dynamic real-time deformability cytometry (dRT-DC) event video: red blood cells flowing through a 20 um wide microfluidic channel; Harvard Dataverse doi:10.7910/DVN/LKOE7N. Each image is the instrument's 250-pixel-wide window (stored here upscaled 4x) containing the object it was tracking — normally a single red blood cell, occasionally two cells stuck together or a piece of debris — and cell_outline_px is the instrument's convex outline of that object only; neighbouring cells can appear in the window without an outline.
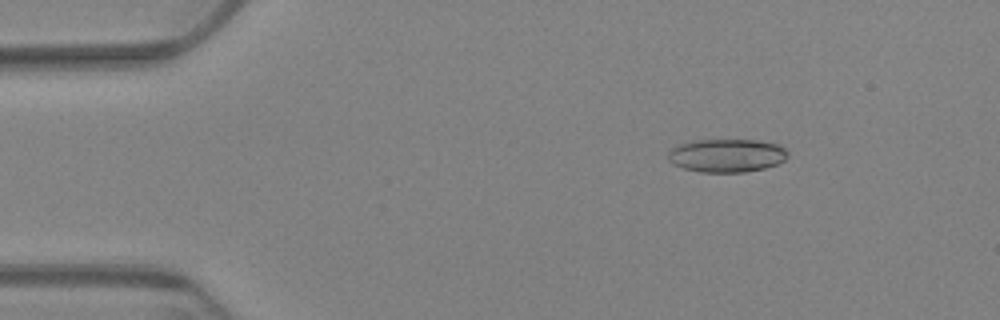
{"species": "Egyptian fruit bat (a non-hibernating species)", "species_latin": "Rousettus aegyptiacus", "temperature_condition": "warm", "stored_images_in_passage": 61, "camera_frame_rate_fps": 3000, "um_per_image_px": 0.085, "animal": {"sex": "female"}, "frame": {"image": 1, "passage_image": 9, "time_ms": 2.667, "image_size_px": [1000, 320], "cell_outline_px": [[788, 156], [784, 160], [776, 164], [764, 168], [744, 172], [700, 172], [684, 168], [672, 164], [668, 160], [668, 152], [676, 144], [692, 140], [756, 140], [780, 144], [788, 152]], "centroid_in_image_um": [61.75, 13.21], "position_along_channel_um": 23.3, "area_um2": 23.41}}
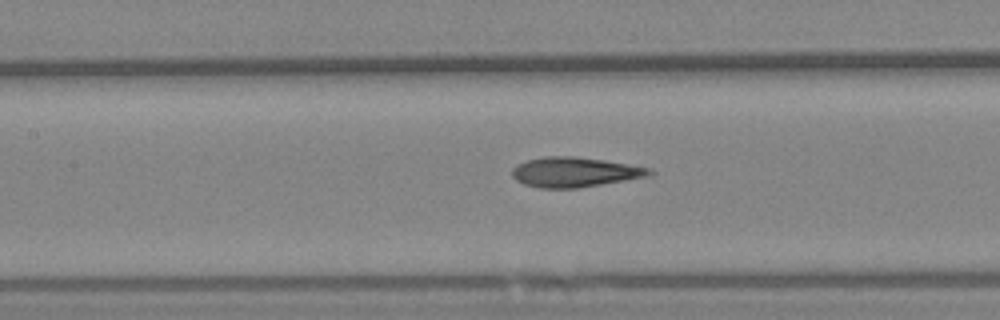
{"frame": {"image": 2, "passage_image": 28, "time_ms": 9.0, "image_size_px": [1000, 320], "cell_outline_px": [[656, 172], [652, 176], [576, 188], [540, 188], [524, 184], [516, 180], [512, 176], [512, 168], [516, 164], [528, 160], [544, 156], [576, 156], [604, 160], [652, 168]], "centroid_in_image_um": [48.88, 14.62], "position_along_channel_um": 158.5, "area_um2": 24.1}}
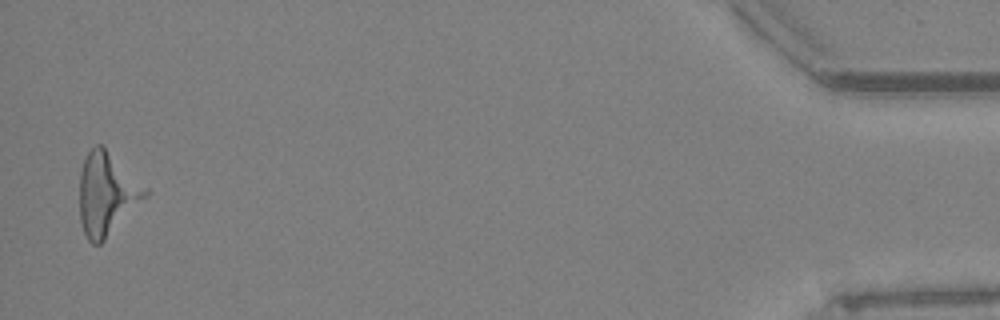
{"frame": {"image": 3, "passage_image": 60, "time_ms": 19.667, "image_size_px": [1000, 320], "cell_outline_px": [[148, 196], [100, 244], [92, 244], [88, 240], [84, 232], [80, 220], [80, 172], [84, 160], [88, 152], [96, 144], [100, 144], [148, 188]], "centroid_in_image_um": [9.07, 16.5], "position_along_channel_um": 426.1, "area_um2": 31.15}}